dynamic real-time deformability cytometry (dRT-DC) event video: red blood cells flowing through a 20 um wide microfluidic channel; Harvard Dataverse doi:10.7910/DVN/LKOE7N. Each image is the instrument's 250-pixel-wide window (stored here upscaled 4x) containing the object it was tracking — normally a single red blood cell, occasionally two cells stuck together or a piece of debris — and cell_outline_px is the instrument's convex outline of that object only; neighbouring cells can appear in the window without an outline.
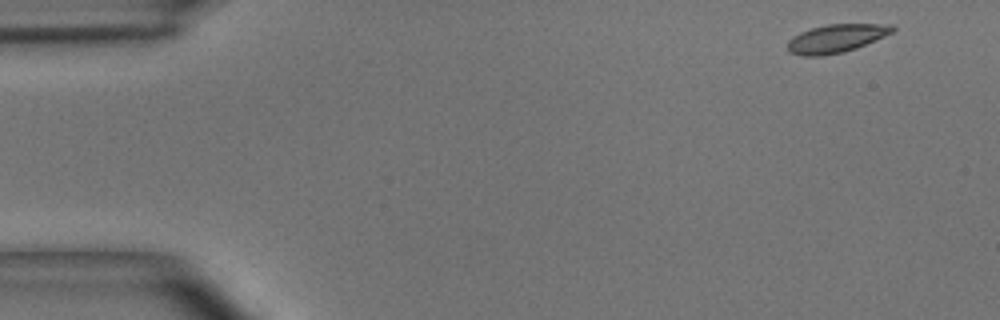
{"species": "common noctule bat (a hibernating species)", "species_latin": "Nyctalus noctula", "temperature_condition": "room temperature", "stored_images_in_passage": 3, "camera_frame_rate_fps": 3000, "um_per_image_px": 0.085, "animal": {"sex": "male", "body_mass_g": 15.6}, "frame": {"image": 1, "passage_image": 1, "time_ms": 0.0, "image_size_px": [1000, 320], "cell_outline_px": [[896, 28], [892, 32], [884, 36], [856, 48], [844, 52], [820, 56], [800, 56], [788, 52], [788, 40], [792, 36], [800, 32], [812, 28], [828, 24], [892, 24]], "centroid_in_image_um": [71.04, 3.27], "position_along_channel_um": 14.0, "area_um2": 17.28}}